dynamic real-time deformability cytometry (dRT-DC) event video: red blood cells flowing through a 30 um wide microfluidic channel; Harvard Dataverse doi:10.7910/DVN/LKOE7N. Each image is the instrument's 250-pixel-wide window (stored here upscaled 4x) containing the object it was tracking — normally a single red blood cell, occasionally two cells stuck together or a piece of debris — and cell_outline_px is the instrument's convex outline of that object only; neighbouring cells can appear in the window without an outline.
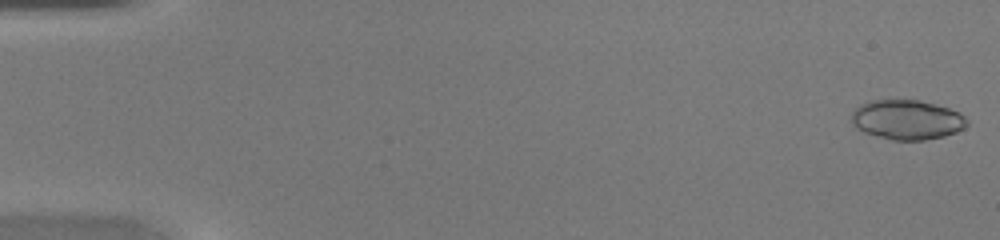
{"species": "common noctule bat (a hibernating species)", "species_latin": "Nyctalus noctula", "temperature_condition": "warm", "stored_images_in_passage": 45, "camera_frame_rate_fps": 3000, "um_per_image_px": 0.085, "animal": {"sex": "female", "body_mass_g": 20.0, "forearm_length_mm": 54.0}, "frame": {"image": 1, "passage_image": 1, "time_ms": 0.0, "image_size_px": [1000, 240], "cell_outline_px": [[968, 124], [964, 128], [956, 132], [944, 136], [924, 140], [892, 140], [864, 132], [856, 128], [852, 124], [852, 112], [860, 104], [872, 100], [920, 100], [936, 104], [960, 112], [968, 120]], "centroid_in_image_um": [77.11, 10.17], "position_along_channel_um": 7.9, "area_um2": 26.76}}